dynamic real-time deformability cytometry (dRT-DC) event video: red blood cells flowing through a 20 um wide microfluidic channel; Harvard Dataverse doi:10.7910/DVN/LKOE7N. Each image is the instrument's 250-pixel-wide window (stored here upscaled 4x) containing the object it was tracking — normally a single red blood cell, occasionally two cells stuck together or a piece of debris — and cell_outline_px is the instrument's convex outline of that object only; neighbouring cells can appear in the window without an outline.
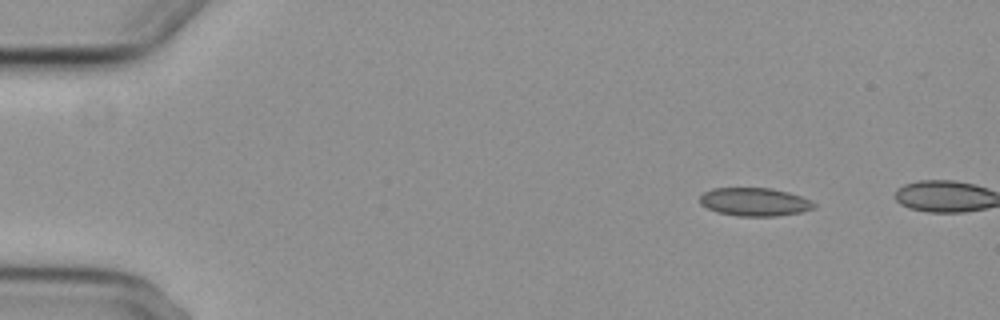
{"species": "common noctule bat (a hibernating species)", "species_latin": "Nyctalus noctula", "temperature_condition": "cold", "stored_images_in_passage": 2, "camera_frame_rate_fps": 3000, "um_per_image_px": 0.085, "animal": {"sex": "female", "body_mass_g": 29.2, "forearm_length_mm": 56.3}, "frame": {"image": 1, "passage_image": 1, "time_ms": 0.0, "image_size_px": [1000, 320], "cell_outline_px": [[816, 208], [800, 212], [776, 216], [736, 216], [716, 212], [700, 204], [700, 196], [704, 192], [712, 188], [772, 188], [788, 192], [812, 200], [816, 204]], "centroid_in_image_um": [64.15, 17.16], "position_along_channel_um": 20.9, "area_um2": 18.9}}